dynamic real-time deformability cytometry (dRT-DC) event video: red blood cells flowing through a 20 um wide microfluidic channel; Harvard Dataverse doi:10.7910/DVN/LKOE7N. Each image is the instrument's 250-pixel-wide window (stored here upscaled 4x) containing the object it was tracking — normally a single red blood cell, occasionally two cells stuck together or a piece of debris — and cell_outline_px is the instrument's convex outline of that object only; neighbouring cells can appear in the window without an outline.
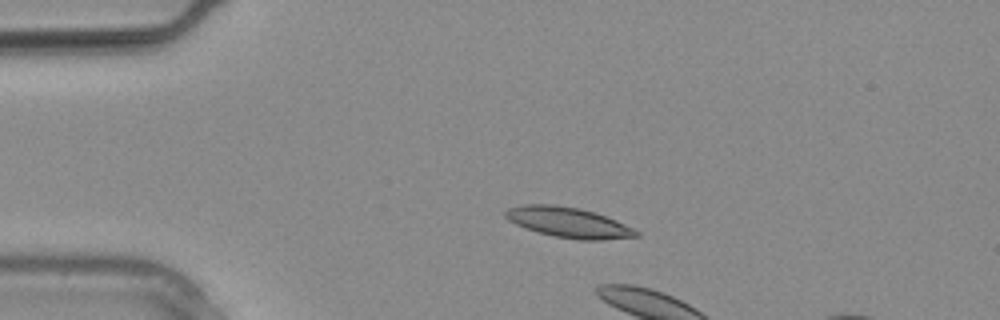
{"species": "common noctule bat (a hibernating species)", "species_latin": "Nyctalus noctula", "temperature_condition": "warm", "stored_images_in_passage": 7, "camera_frame_rate_fps": 3000, "um_per_image_px": 0.085, "animal": {"sex": "male", "body_mass_g": 20.4}, "frame": {"image": 1, "passage_image": 5, "time_ms": 1.333, "image_size_px": [1000, 320], "cell_outline_px": [[640, 236], [600, 240], [576, 240], [556, 236], [540, 232], [516, 224], [508, 220], [504, 216], [504, 212], [508, 208], [524, 204], [556, 204], [580, 208], [616, 220], [640, 232]], "centroid_in_image_um": [48.31, 18.9], "position_along_channel_um": 36.7, "area_um2": 22.89}}